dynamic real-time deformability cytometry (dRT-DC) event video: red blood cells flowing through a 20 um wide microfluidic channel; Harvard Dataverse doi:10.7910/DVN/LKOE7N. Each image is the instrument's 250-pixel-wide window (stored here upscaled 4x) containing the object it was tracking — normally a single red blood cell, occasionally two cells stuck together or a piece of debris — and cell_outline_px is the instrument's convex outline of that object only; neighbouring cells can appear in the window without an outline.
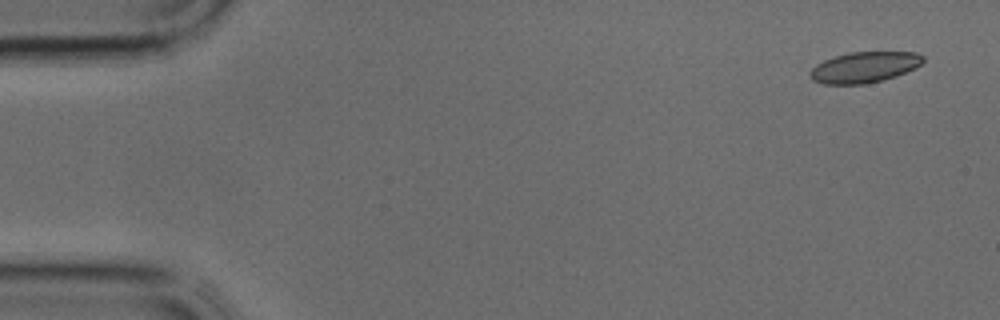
{"species": "common noctule bat (a hibernating species)", "species_latin": "Nyctalus noctula", "temperature_condition": "cold", "stored_images_in_passage": 38, "camera_frame_rate_fps": 3000, "um_per_image_px": 0.085, "animal": {"sex": "male", "body_mass_g": 17.9, "forearm_length_mm": 54.2}, "frame": {"image": 1, "passage_image": 2, "time_ms": 0.333, "image_size_px": [1000, 320], "cell_outline_px": [[924, 60], [920, 64], [896, 76], [884, 80], [864, 84], [824, 84], [812, 80], [808, 72], [816, 64], [824, 60], [848, 52], [916, 52], [924, 56]], "centroid_in_image_um": [73.43, 5.71], "position_along_channel_um": 11.6, "area_um2": 20.23}}
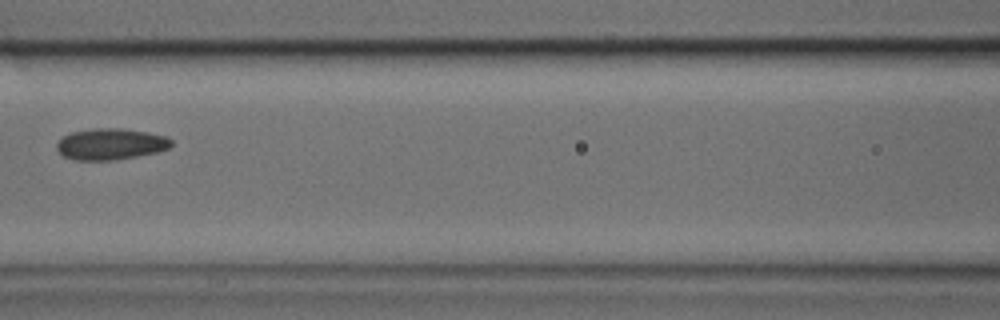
{"frame": {"image": 2, "passage_image": 17, "time_ms": 5.333, "image_size_px": [1000, 320], "cell_outline_px": [[172, 144], [168, 148], [160, 152], [116, 160], [72, 160], [64, 156], [56, 148], [56, 144], [64, 136], [72, 132], [96, 128], [124, 128], [148, 132], [168, 136], [172, 140]], "centroid_in_image_um": [9.45, 12.25], "position_along_channel_um": 157.1, "area_um2": 21.1}}
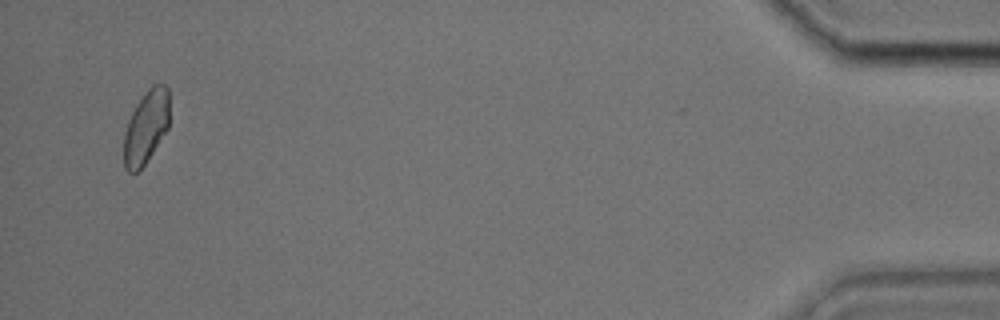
{"frame": {"image": 3, "passage_image": 37, "time_ms": 12.0, "image_size_px": [1000, 320], "cell_outline_px": [[168, 128], [144, 164], [136, 172], [128, 172], [124, 168], [124, 132], [128, 120], [136, 104], [148, 88], [152, 84], [164, 84], [168, 88]], "centroid_in_image_um": [12.39, 10.78], "position_along_channel_um": 422.8, "area_um2": 19.19}}